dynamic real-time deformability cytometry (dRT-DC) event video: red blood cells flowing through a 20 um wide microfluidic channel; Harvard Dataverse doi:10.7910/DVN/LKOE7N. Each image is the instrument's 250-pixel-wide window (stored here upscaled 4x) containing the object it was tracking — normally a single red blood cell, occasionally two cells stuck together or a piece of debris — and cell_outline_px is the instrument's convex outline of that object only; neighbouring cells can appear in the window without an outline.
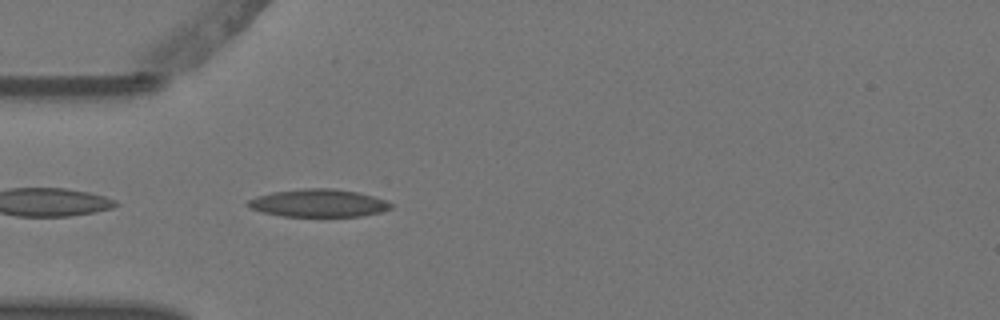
{"species": "Egyptian fruit bat (a non-hibernating species)", "species_latin": "Rousettus aegyptiacus", "temperature_condition": "warm", "stored_images_in_passage": 4, "camera_frame_rate_fps": 3000, "um_per_image_px": 0.085, "animal": {"sex": "female"}, "frame": {"image": 1, "passage_image": 4, "time_ms": 1.0, "image_size_px": [1000, 320], "cell_outline_px": [[392, 208], [380, 212], [360, 216], [280, 216], [264, 212], [252, 208], [244, 204], [248, 200], [256, 196], [272, 192], [304, 188], [332, 188], [356, 192], [372, 196], [384, 200], [392, 204]], "centroid_in_image_um": [27.04, 17.26], "position_along_channel_um": 58.0, "area_um2": 22.95}}